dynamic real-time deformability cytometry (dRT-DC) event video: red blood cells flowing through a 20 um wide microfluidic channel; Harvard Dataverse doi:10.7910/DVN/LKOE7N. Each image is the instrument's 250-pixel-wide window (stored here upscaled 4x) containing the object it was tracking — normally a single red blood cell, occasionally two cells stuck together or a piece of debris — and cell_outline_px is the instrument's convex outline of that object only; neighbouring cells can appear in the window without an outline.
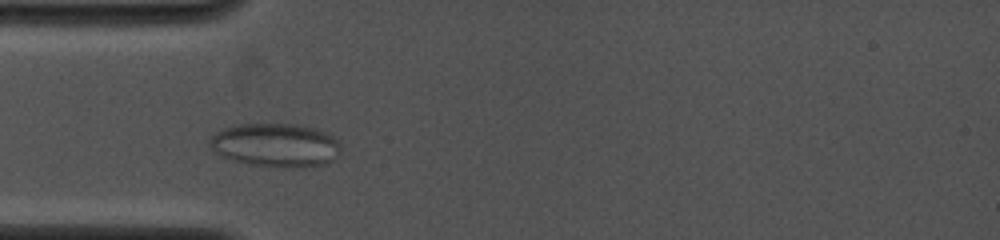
{"species": "common noctule bat (a hibernating species)", "species_latin": "Nyctalus noctula", "temperature_condition": "cold", "stored_images_in_passage": 33, "camera_frame_rate_fps": 4000, "um_per_image_px": 0.085, "animal": {"sex": "female", "body_mass_g": 19.0, "forearm_length_mm": 53.3}, "frame": {"image": 1, "passage_image": 1, "time_ms": 0.0, "image_size_px": [1000, 240], "cell_outline_px": [[340, 152], [332, 160], [324, 164], [292, 168], [248, 164], [232, 160], [216, 152], [208, 144], [208, 140], [216, 132], [224, 128], [240, 124], [296, 124], [316, 128], [332, 136], [340, 144]], "centroid_in_image_um": [23.42, 12.33], "position_along_channel_um": 61.6, "area_um2": 33.18}}
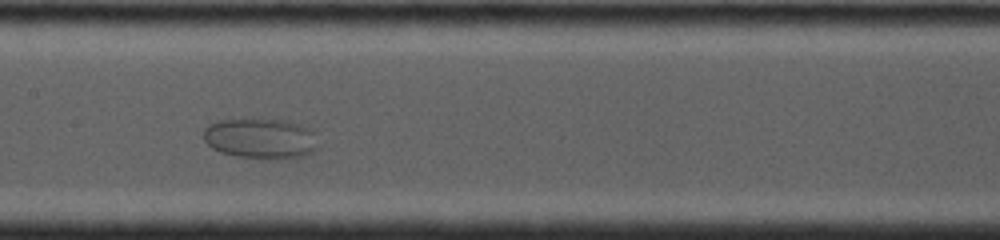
{"frame": {"image": 2, "passage_image": 14, "time_ms": 3.25, "image_size_px": [1000, 240], "cell_outline_px": [[316, 148], [312, 152], [304, 156], [276, 160], [272, 160], [236, 156], [220, 152], [212, 148], [204, 140], [204, 128], [208, 124], [220, 120], [244, 116], [252, 116], [288, 120], [312, 128]], "centroid_in_image_um": [22.12, 11.72], "position_along_channel_um": 185.3, "area_um2": 28.15}}
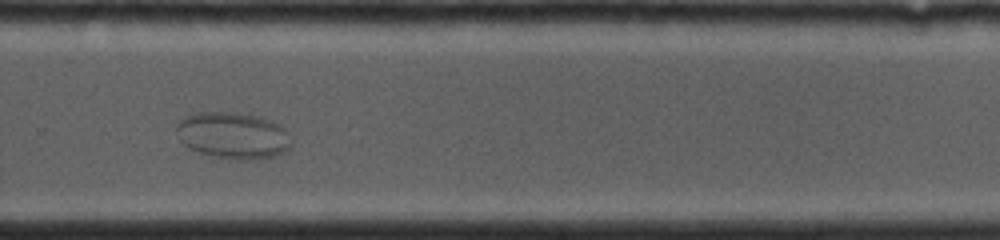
{"frame": {"image": 3, "passage_image": 21, "time_ms": 6.5, "image_size_px": [1000, 240], "cell_outline_px": [[292, 144], [288, 152], [272, 156], [248, 160], [236, 160], [216, 156], [200, 152], [188, 148], [180, 140], [176, 128], [176, 124], [184, 116], [200, 112], [236, 112], [260, 116], [272, 120], [280, 124], [288, 132]], "centroid_in_image_um": [19.84, 11.5], "position_along_channel_um": 310.0, "area_um2": 31.5}}